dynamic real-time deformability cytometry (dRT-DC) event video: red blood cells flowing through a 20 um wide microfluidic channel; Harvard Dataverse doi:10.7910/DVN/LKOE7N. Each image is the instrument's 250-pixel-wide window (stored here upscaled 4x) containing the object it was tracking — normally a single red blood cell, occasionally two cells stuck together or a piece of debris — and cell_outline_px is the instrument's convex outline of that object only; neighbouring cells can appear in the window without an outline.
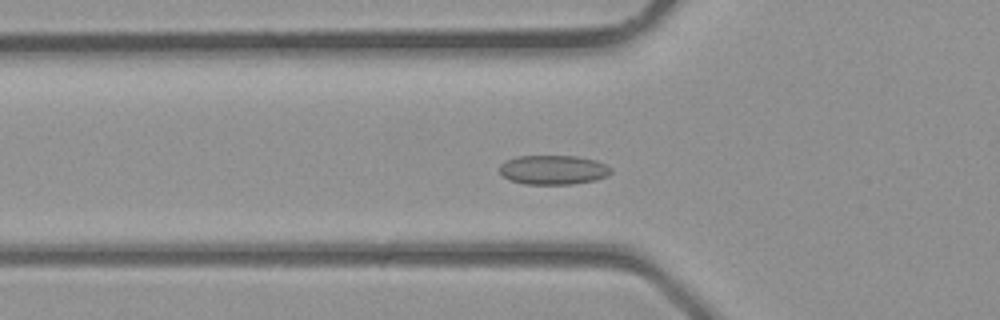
{"species": "common noctule bat (a hibernating species)", "species_latin": "Nyctalus noctula", "temperature_condition": "room temperature", "stored_images_in_passage": 39, "camera_frame_rate_fps": 3000, "um_per_image_px": 0.085, "animal": {"sex": "male", "body_mass_g": 23.1, "forearm_length_mm": 52.7}, "frame": {"image": 1, "passage_image": 14, "time_ms": 4.333, "image_size_px": [1000, 320], "cell_outline_px": [[612, 172], [608, 176], [596, 180], [572, 184], [524, 184], [508, 180], [500, 172], [500, 164], [504, 160], [516, 156], [576, 156], [596, 160], [612, 168]], "centroid_in_image_um": [47.02, 14.44], "position_along_channel_um": 78.8, "area_um2": 19.25}}
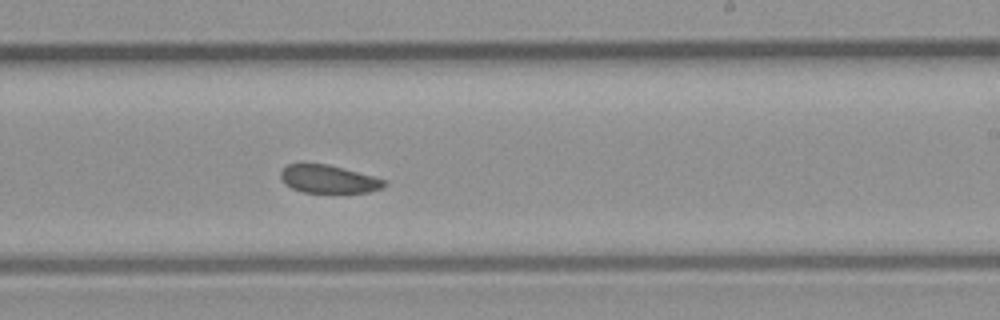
{"frame": {"image": 2, "passage_image": 24, "time_ms": 7.667, "image_size_px": [1000, 320], "cell_outline_px": [[388, 184], [380, 188], [368, 192], [304, 192], [292, 188], [284, 184], [280, 176], [280, 172], [288, 164], [328, 164], [344, 168], [388, 180]], "centroid_in_image_um": [27.94, 15.22], "position_along_channel_um": 261.1, "area_um2": 16.82}}
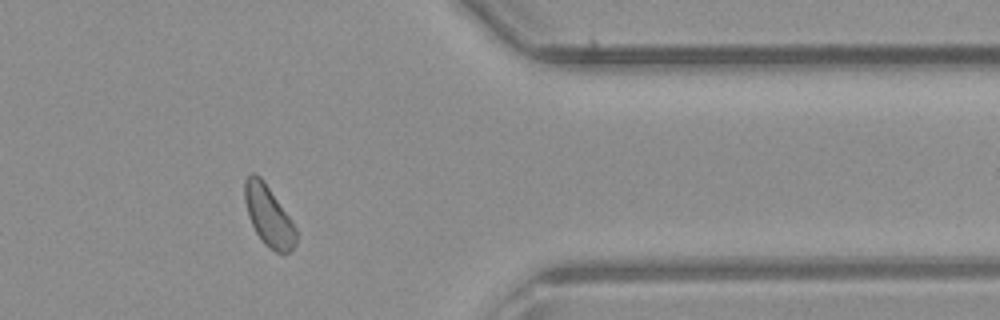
{"frame": {"image": 3, "passage_image": 32, "time_ms": 10.333, "image_size_px": [1000, 320], "cell_outline_px": [[296, 244], [284, 256], [268, 248], [260, 240], [248, 216], [244, 200], [244, 180], [252, 172], [260, 176], [292, 220], [296, 228]], "centroid_in_image_um": [22.83, 18.38], "position_along_channel_um": 388.6, "area_um2": 18.21}}